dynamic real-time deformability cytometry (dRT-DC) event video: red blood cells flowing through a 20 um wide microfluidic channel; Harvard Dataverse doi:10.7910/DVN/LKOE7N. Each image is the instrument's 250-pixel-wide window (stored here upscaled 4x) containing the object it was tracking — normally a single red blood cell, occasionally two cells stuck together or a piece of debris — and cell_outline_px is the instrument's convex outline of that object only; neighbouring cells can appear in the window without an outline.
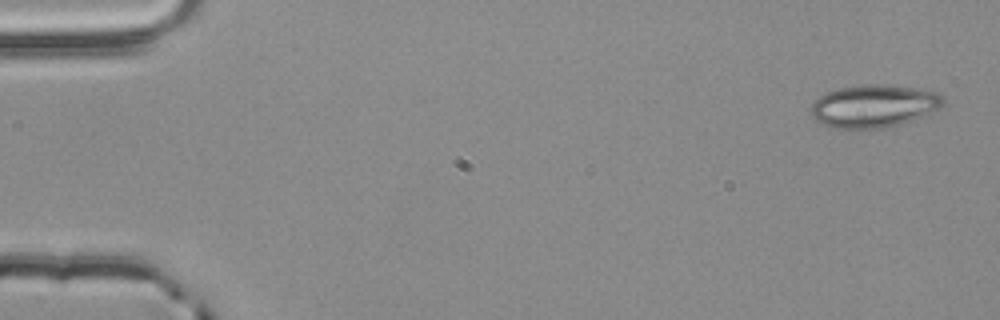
{"species": "common noctule bat (a hibernating species)", "species_latin": "Nyctalus noctula", "temperature_condition": "room temperature", "stored_images_in_passage": 3, "camera_frame_rate_fps": 3000, "um_per_image_px": 0.085, "animal": {"sex": "male", "body_mass_g": 20.4}, "frame": {"image": 1, "passage_image": 1, "time_ms": 0.0, "image_size_px": [1000, 320], "cell_outline_px": [[944, 104], [940, 108], [924, 116], [900, 124], [880, 128], [848, 132], [828, 128], [816, 120], [812, 116], [808, 108], [820, 96], [828, 92], [840, 88], [868, 84], [880, 84], [912, 88], [936, 92], [944, 96]], "centroid_in_image_um": [74.22, 9.07], "position_along_channel_um": 10.8, "area_um2": 33.58}}